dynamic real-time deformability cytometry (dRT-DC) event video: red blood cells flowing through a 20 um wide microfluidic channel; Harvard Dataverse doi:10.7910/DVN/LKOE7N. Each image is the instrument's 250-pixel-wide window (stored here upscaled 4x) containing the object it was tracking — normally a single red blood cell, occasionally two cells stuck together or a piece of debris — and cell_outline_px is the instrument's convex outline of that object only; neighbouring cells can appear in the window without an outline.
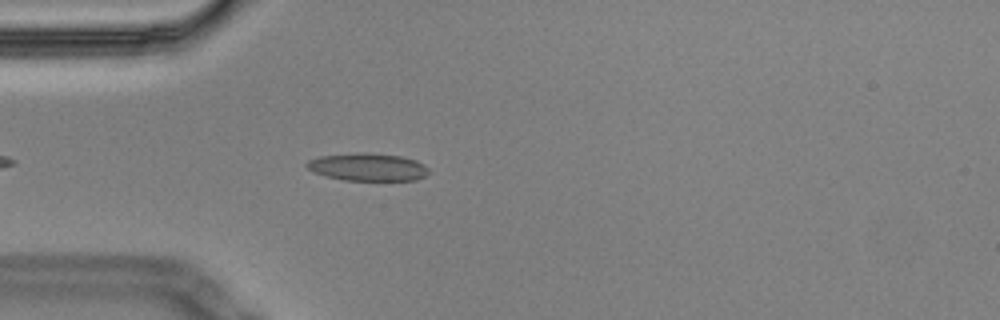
{"species": "Egyptian fruit bat (a non-hibernating species)", "species_latin": "Rousettus aegyptiacus", "temperature_condition": "cold", "stored_images_in_passage": 44, "segment_of_instrument_passage": [1, 2], "camera_frame_rate_fps": 3000, "um_per_image_px": 0.085, "animal": {"sex": "male"}, "frame": {"image": 1, "passage_image": 3, "time_ms": 0.667, "image_size_px": [1000, 320], "cell_outline_px": [[428, 172], [424, 176], [416, 180], [344, 180], [312, 172], [304, 164], [308, 160], [320, 156], [356, 152], [364, 152], [400, 156], [416, 160], [424, 164], [428, 168]], "centroid_in_image_um": [31.24, 14.19], "position_along_channel_um": 53.8, "area_um2": 19.65}}
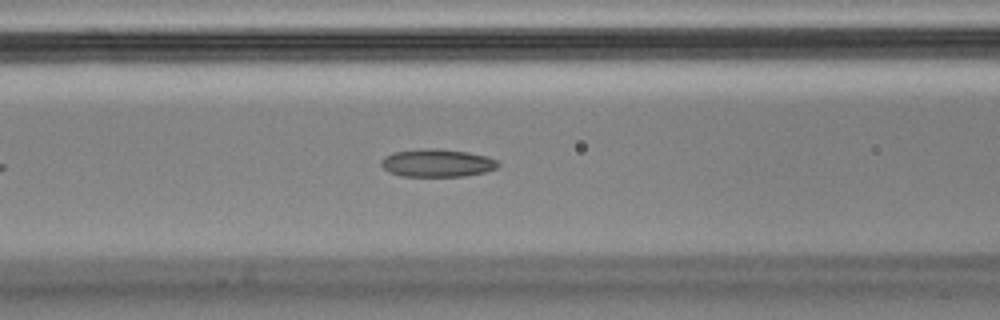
{"frame": {"image": 2, "passage_image": 10, "time_ms": 3.0, "image_size_px": [1000, 320], "cell_outline_px": [[500, 164], [496, 168], [484, 172], [464, 176], [400, 176], [388, 172], [380, 164], [380, 160], [384, 156], [392, 152], [420, 148], [436, 148], [468, 152], [488, 156], [496, 160]], "centroid_in_image_um": [37.11, 13.84], "position_along_channel_um": 129.5, "area_um2": 19.19}}
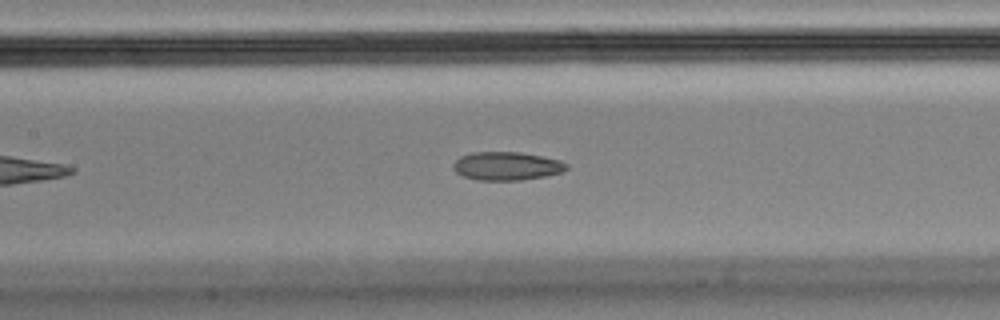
{"frame": {"image": 3, "passage_image": 13, "time_ms": 4.0, "image_size_px": [1000, 320], "cell_outline_px": [[568, 168], [560, 172], [544, 176], [520, 180], [476, 180], [464, 176], [456, 172], [452, 168], [452, 164], [460, 156], [472, 152], [520, 152], [560, 160], [568, 164]], "centroid_in_image_um": [43.03, 14.11], "position_along_channel_um": 164.4, "area_um2": 18.67}}